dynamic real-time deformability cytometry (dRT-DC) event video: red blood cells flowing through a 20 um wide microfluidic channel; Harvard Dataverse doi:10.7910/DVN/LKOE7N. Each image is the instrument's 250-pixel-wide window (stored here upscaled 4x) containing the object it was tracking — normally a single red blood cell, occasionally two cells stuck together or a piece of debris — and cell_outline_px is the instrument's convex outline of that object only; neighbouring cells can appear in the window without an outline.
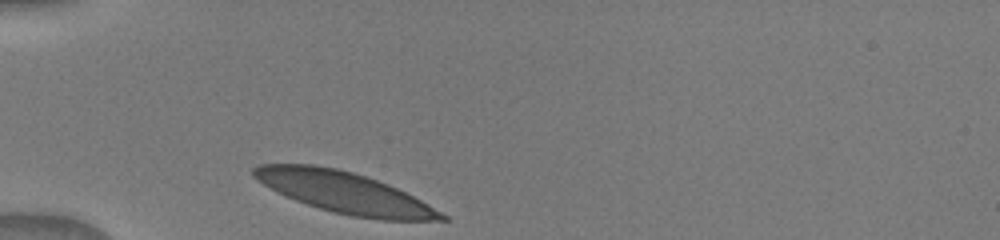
{"species": "human", "species_latin": "Homo sapiens", "temperature_condition": "warm", "stored_images_in_passage": 26, "camera_frame_rate_fps": 3000, "um_per_image_px": 0.085, "donor": {"sex": "male"}, "frame": {"image": 1, "passage_image": 1, "time_ms": 0.0, "image_size_px": [1000, 240], "cell_outline_px": [[448, 220], [380, 220], [352, 216], [332, 212], [296, 200], [276, 192], [256, 180], [252, 176], [252, 168], [260, 164], [312, 164], [336, 168], [352, 172], [376, 180], [396, 188], [428, 204], [448, 216]], "centroid_in_image_um": [29.23, 16.36], "position_along_channel_um": 55.8, "area_um2": 44.62}}
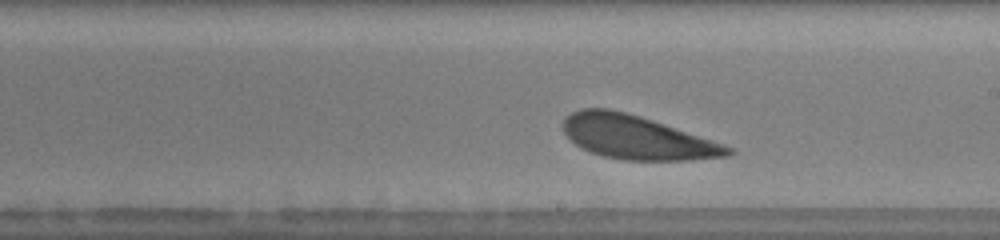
{"frame": {"image": 2, "passage_image": 14, "time_ms": 5.0, "image_size_px": [1000, 240], "cell_outline_px": [[736, 152], [728, 156], [692, 160], [624, 160], [604, 156], [580, 148], [564, 132], [564, 120], [572, 112], [580, 108], [608, 108], [640, 116], [736, 148]], "centroid_in_image_um": [54.17, 11.68], "position_along_channel_um": 234.8, "area_um2": 41.62}}
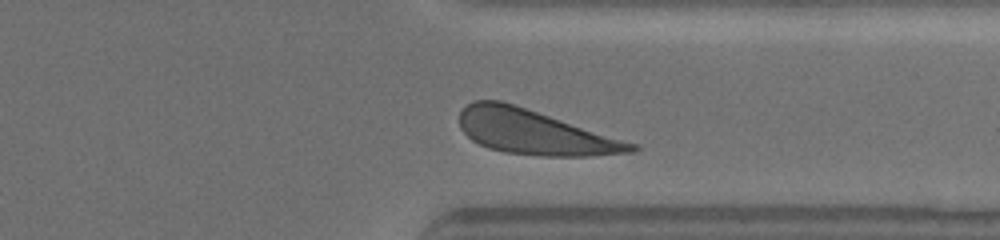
{"frame": {"image": 3, "passage_image": 23, "time_ms": 8.333, "image_size_px": [1000, 240], "cell_outline_px": [[640, 148], [632, 152], [588, 156], [540, 156], [504, 152], [488, 148], [472, 140], [460, 128], [460, 112], [472, 100], [500, 100], [636, 144]], "centroid_in_image_um": [45.38, 11.25], "position_along_channel_um": 366.0, "area_um2": 43.87}}